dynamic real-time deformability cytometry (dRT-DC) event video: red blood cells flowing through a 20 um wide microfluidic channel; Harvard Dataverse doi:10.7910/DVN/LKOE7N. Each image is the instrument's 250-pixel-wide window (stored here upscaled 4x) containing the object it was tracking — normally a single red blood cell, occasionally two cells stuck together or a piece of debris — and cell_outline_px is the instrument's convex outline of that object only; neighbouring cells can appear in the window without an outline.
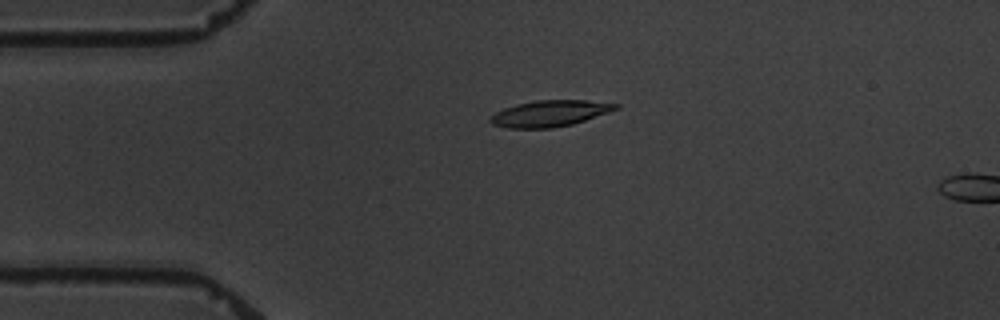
{"species": "common noctule bat (a hibernating species)", "species_latin": "Nyctalus noctula", "temperature_condition": "warm", "stored_images_in_passage": 5, "camera_frame_rate_fps": 3000, "um_per_image_px": 0.085, "animal": {"sex": "male", "body_mass_g": 19.5, "forearm_length_mm": 54.6}, "frame": {"image": 1, "passage_image": 4, "time_ms": 3.333, "image_size_px": [1000, 320], "cell_outline_px": [[620, 108], [572, 124], [552, 128], [508, 128], [492, 124], [488, 120], [496, 112], [504, 108], [516, 104], [536, 100], [584, 100], [620, 104]], "centroid_in_image_um": [46.72, 9.64], "position_along_channel_um": 38.3, "area_um2": 19.02}}